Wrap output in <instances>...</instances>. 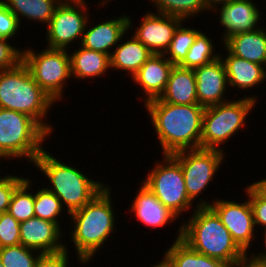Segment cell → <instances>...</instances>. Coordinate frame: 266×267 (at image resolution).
<instances>
[{
  "mask_svg": "<svg viewBox=\"0 0 266 267\" xmlns=\"http://www.w3.org/2000/svg\"><path fill=\"white\" fill-rule=\"evenodd\" d=\"M143 105L159 139L162 155L201 148L204 106L175 105L159 99Z\"/></svg>",
  "mask_w": 266,
  "mask_h": 267,
  "instance_id": "1",
  "label": "cell"
},
{
  "mask_svg": "<svg viewBox=\"0 0 266 267\" xmlns=\"http://www.w3.org/2000/svg\"><path fill=\"white\" fill-rule=\"evenodd\" d=\"M111 190L107 185L89 203L69 214L73 223L70 241L74 243L80 264L89 263L115 231L117 219L112 208Z\"/></svg>",
  "mask_w": 266,
  "mask_h": 267,
  "instance_id": "2",
  "label": "cell"
},
{
  "mask_svg": "<svg viewBox=\"0 0 266 267\" xmlns=\"http://www.w3.org/2000/svg\"><path fill=\"white\" fill-rule=\"evenodd\" d=\"M188 222L181 224V239L192 249L236 267L246 254L210 206H195Z\"/></svg>",
  "mask_w": 266,
  "mask_h": 267,
  "instance_id": "3",
  "label": "cell"
},
{
  "mask_svg": "<svg viewBox=\"0 0 266 267\" xmlns=\"http://www.w3.org/2000/svg\"><path fill=\"white\" fill-rule=\"evenodd\" d=\"M54 103L56 104L35 82L23 61L14 68L0 71V108L30 116L49 135L54 127L45 121L48 110Z\"/></svg>",
  "mask_w": 266,
  "mask_h": 267,
  "instance_id": "4",
  "label": "cell"
},
{
  "mask_svg": "<svg viewBox=\"0 0 266 267\" xmlns=\"http://www.w3.org/2000/svg\"><path fill=\"white\" fill-rule=\"evenodd\" d=\"M36 166L48 178L51 187L46 189L54 193L67 207L70 214L89 203L107 184L87 177L82 171L55 158L43 150L35 159Z\"/></svg>",
  "mask_w": 266,
  "mask_h": 267,
  "instance_id": "5",
  "label": "cell"
},
{
  "mask_svg": "<svg viewBox=\"0 0 266 267\" xmlns=\"http://www.w3.org/2000/svg\"><path fill=\"white\" fill-rule=\"evenodd\" d=\"M49 136L30 116L0 108V156L4 160L25 158L34 163Z\"/></svg>",
  "mask_w": 266,
  "mask_h": 267,
  "instance_id": "6",
  "label": "cell"
},
{
  "mask_svg": "<svg viewBox=\"0 0 266 267\" xmlns=\"http://www.w3.org/2000/svg\"><path fill=\"white\" fill-rule=\"evenodd\" d=\"M256 99L259 98L245 95V98L236 101L229 100L205 107L202 119L201 148L223 151L221 145L246 125V118H248L250 110L255 109Z\"/></svg>",
  "mask_w": 266,
  "mask_h": 267,
  "instance_id": "7",
  "label": "cell"
},
{
  "mask_svg": "<svg viewBox=\"0 0 266 267\" xmlns=\"http://www.w3.org/2000/svg\"><path fill=\"white\" fill-rule=\"evenodd\" d=\"M26 50V51H25ZM23 50V62L27 65L35 82L55 101L63 99V89L71 79L68 49L49 48L36 52Z\"/></svg>",
  "mask_w": 266,
  "mask_h": 267,
  "instance_id": "8",
  "label": "cell"
},
{
  "mask_svg": "<svg viewBox=\"0 0 266 267\" xmlns=\"http://www.w3.org/2000/svg\"><path fill=\"white\" fill-rule=\"evenodd\" d=\"M164 161L157 162L144 183L155 196L178 218L188 212L193 203L188 197L180 164L171 156L163 155Z\"/></svg>",
  "mask_w": 266,
  "mask_h": 267,
  "instance_id": "9",
  "label": "cell"
},
{
  "mask_svg": "<svg viewBox=\"0 0 266 267\" xmlns=\"http://www.w3.org/2000/svg\"><path fill=\"white\" fill-rule=\"evenodd\" d=\"M226 152L216 149H191L171 156L180 164L188 197L193 202L206 190L225 160Z\"/></svg>",
  "mask_w": 266,
  "mask_h": 267,
  "instance_id": "10",
  "label": "cell"
},
{
  "mask_svg": "<svg viewBox=\"0 0 266 267\" xmlns=\"http://www.w3.org/2000/svg\"><path fill=\"white\" fill-rule=\"evenodd\" d=\"M85 0H62L47 25V47L67 49L82 40L90 16ZM87 12V13H86Z\"/></svg>",
  "mask_w": 266,
  "mask_h": 267,
  "instance_id": "11",
  "label": "cell"
},
{
  "mask_svg": "<svg viewBox=\"0 0 266 267\" xmlns=\"http://www.w3.org/2000/svg\"><path fill=\"white\" fill-rule=\"evenodd\" d=\"M197 206H210L220 217L221 222L232 235L236 244L245 252L250 250V244L255 240L253 210L249 198L244 202L216 199L208 202L199 201Z\"/></svg>",
  "mask_w": 266,
  "mask_h": 267,
  "instance_id": "12",
  "label": "cell"
},
{
  "mask_svg": "<svg viewBox=\"0 0 266 267\" xmlns=\"http://www.w3.org/2000/svg\"><path fill=\"white\" fill-rule=\"evenodd\" d=\"M145 14L132 35L153 54H164L175 30L184 21L178 17L150 11Z\"/></svg>",
  "mask_w": 266,
  "mask_h": 267,
  "instance_id": "13",
  "label": "cell"
},
{
  "mask_svg": "<svg viewBox=\"0 0 266 267\" xmlns=\"http://www.w3.org/2000/svg\"><path fill=\"white\" fill-rule=\"evenodd\" d=\"M219 6L211 9V12L214 10L215 13H220L218 20L225 29L221 35L223 42L233 35L261 28V26L259 27V21L262 13L258 10L259 8L254 1L232 0Z\"/></svg>",
  "mask_w": 266,
  "mask_h": 267,
  "instance_id": "14",
  "label": "cell"
},
{
  "mask_svg": "<svg viewBox=\"0 0 266 267\" xmlns=\"http://www.w3.org/2000/svg\"><path fill=\"white\" fill-rule=\"evenodd\" d=\"M62 228L56 223L33 217L20 222L21 245L36 250L41 254L55 253L65 249L62 243Z\"/></svg>",
  "mask_w": 266,
  "mask_h": 267,
  "instance_id": "15",
  "label": "cell"
},
{
  "mask_svg": "<svg viewBox=\"0 0 266 267\" xmlns=\"http://www.w3.org/2000/svg\"><path fill=\"white\" fill-rule=\"evenodd\" d=\"M193 70L196 76V93L199 105L208 107L229 100V98L226 99V96L224 97L228 80L224 63L220 57Z\"/></svg>",
  "mask_w": 266,
  "mask_h": 267,
  "instance_id": "16",
  "label": "cell"
},
{
  "mask_svg": "<svg viewBox=\"0 0 266 267\" xmlns=\"http://www.w3.org/2000/svg\"><path fill=\"white\" fill-rule=\"evenodd\" d=\"M88 20L82 40L79 44L87 49L99 51L111 55L114 46L116 47L122 36L126 35L133 24L132 19L128 15H122L115 19H107L91 27ZM90 24V27L88 25Z\"/></svg>",
  "mask_w": 266,
  "mask_h": 267,
  "instance_id": "17",
  "label": "cell"
},
{
  "mask_svg": "<svg viewBox=\"0 0 266 267\" xmlns=\"http://www.w3.org/2000/svg\"><path fill=\"white\" fill-rule=\"evenodd\" d=\"M174 67L163 54H152L145 64L131 77L141 87L144 104L158 99L164 92L169 75Z\"/></svg>",
  "mask_w": 266,
  "mask_h": 267,
  "instance_id": "18",
  "label": "cell"
},
{
  "mask_svg": "<svg viewBox=\"0 0 266 267\" xmlns=\"http://www.w3.org/2000/svg\"><path fill=\"white\" fill-rule=\"evenodd\" d=\"M131 204L129 210L134 213L136 219L151 229L162 228L167 223L178 220V217L164 206L144 183L141 184Z\"/></svg>",
  "mask_w": 266,
  "mask_h": 267,
  "instance_id": "19",
  "label": "cell"
},
{
  "mask_svg": "<svg viewBox=\"0 0 266 267\" xmlns=\"http://www.w3.org/2000/svg\"><path fill=\"white\" fill-rule=\"evenodd\" d=\"M226 55L220 54L228 80V87L249 90L266 82V68L255 62L231 54L226 48Z\"/></svg>",
  "mask_w": 266,
  "mask_h": 267,
  "instance_id": "20",
  "label": "cell"
},
{
  "mask_svg": "<svg viewBox=\"0 0 266 267\" xmlns=\"http://www.w3.org/2000/svg\"><path fill=\"white\" fill-rule=\"evenodd\" d=\"M158 99L175 105L198 104L194 70L174 65L166 88Z\"/></svg>",
  "mask_w": 266,
  "mask_h": 267,
  "instance_id": "21",
  "label": "cell"
},
{
  "mask_svg": "<svg viewBox=\"0 0 266 267\" xmlns=\"http://www.w3.org/2000/svg\"><path fill=\"white\" fill-rule=\"evenodd\" d=\"M222 43L231 54L266 68V29L263 27L233 35Z\"/></svg>",
  "mask_w": 266,
  "mask_h": 267,
  "instance_id": "22",
  "label": "cell"
},
{
  "mask_svg": "<svg viewBox=\"0 0 266 267\" xmlns=\"http://www.w3.org/2000/svg\"><path fill=\"white\" fill-rule=\"evenodd\" d=\"M178 236L171 247L163 254V261L168 267H231L229 264L208 257L192 249L182 237V226L179 225Z\"/></svg>",
  "mask_w": 266,
  "mask_h": 267,
  "instance_id": "23",
  "label": "cell"
},
{
  "mask_svg": "<svg viewBox=\"0 0 266 267\" xmlns=\"http://www.w3.org/2000/svg\"><path fill=\"white\" fill-rule=\"evenodd\" d=\"M123 37L110 55V68L126 71L133 77L153 53L134 36L122 42Z\"/></svg>",
  "mask_w": 266,
  "mask_h": 267,
  "instance_id": "24",
  "label": "cell"
},
{
  "mask_svg": "<svg viewBox=\"0 0 266 267\" xmlns=\"http://www.w3.org/2000/svg\"><path fill=\"white\" fill-rule=\"evenodd\" d=\"M79 46L80 48L69 54L72 79L98 78L111 69L110 55Z\"/></svg>",
  "mask_w": 266,
  "mask_h": 267,
  "instance_id": "25",
  "label": "cell"
},
{
  "mask_svg": "<svg viewBox=\"0 0 266 267\" xmlns=\"http://www.w3.org/2000/svg\"><path fill=\"white\" fill-rule=\"evenodd\" d=\"M5 6L17 17L42 22L48 25L54 10L62 0H1Z\"/></svg>",
  "mask_w": 266,
  "mask_h": 267,
  "instance_id": "26",
  "label": "cell"
},
{
  "mask_svg": "<svg viewBox=\"0 0 266 267\" xmlns=\"http://www.w3.org/2000/svg\"><path fill=\"white\" fill-rule=\"evenodd\" d=\"M159 14L178 17L185 20L194 18L199 13L209 11L204 0H150ZM197 14V15H196ZM195 15V16H194ZM188 18V19H187Z\"/></svg>",
  "mask_w": 266,
  "mask_h": 267,
  "instance_id": "27",
  "label": "cell"
},
{
  "mask_svg": "<svg viewBox=\"0 0 266 267\" xmlns=\"http://www.w3.org/2000/svg\"><path fill=\"white\" fill-rule=\"evenodd\" d=\"M204 32H200L188 50V53L184 60L179 64L180 67L194 69L212 61H215L220 57L219 54L215 52L214 42L210 40ZM215 53V54H214Z\"/></svg>",
  "mask_w": 266,
  "mask_h": 267,
  "instance_id": "28",
  "label": "cell"
},
{
  "mask_svg": "<svg viewBox=\"0 0 266 267\" xmlns=\"http://www.w3.org/2000/svg\"><path fill=\"white\" fill-rule=\"evenodd\" d=\"M33 183L26 178L14 191L8 212L20 223L35 217L34 202L35 193H32ZM30 189V190H29ZM30 191V192H29Z\"/></svg>",
  "mask_w": 266,
  "mask_h": 267,
  "instance_id": "29",
  "label": "cell"
},
{
  "mask_svg": "<svg viewBox=\"0 0 266 267\" xmlns=\"http://www.w3.org/2000/svg\"><path fill=\"white\" fill-rule=\"evenodd\" d=\"M183 24L177 27L169 47L163 54L174 65H179L184 60L196 36L201 32L194 27H183Z\"/></svg>",
  "mask_w": 266,
  "mask_h": 267,
  "instance_id": "30",
  "label": "cell"
},
{
  "mask_svg": "<svg viewBox=\"0 0 266 267\" xmlns=\"http://www.w3.org/2000/svg\"><path fill=\"white\" fill-rule=\"evenodd\" d=\"M63 209L60 199L54 193L48 191L46 187L35 192V217L52 221L61 228L58 217L63 214Z\"/></svg>",
  "mask_w": 266,
  "mask_h": 267,
  "instance_id": "31",
  "label": "cell"
},
{
  "mask_svg": "<svg viewBox=\"0 0 266 267\" xmlns=\"http://www.w3.org/2000/svg\"><path fill=\"white\" fill-rule=\"evenodd\" d=\"M40 254L36 250L18 244L0 248V261L4 267H35Z\"/></svg>",
  "mask_w": 266,
  "mask_h": 267,
  "instance_id": "32",
  "label": "cell"
},
{
  "mask_svg": "<svg viewBox=\"0 0 266 267\" xmlns=\"http://www.w3.org/2000/svg\"><path fill=\"white\" fill-rule=\"evenodd\" d=\"M20 242V223L8 212L0 215V248L15 246Z\"/></svg>",
  "mask_w": 266,
  "mask_h": 267,
  "instance_id": "33",
  "label": "cell"
},
{
  "mask_svg": "<svg viewBox=\"0 0 266 267\" xmlns=\"http://www.w3.org/2000/svg\"><path fill=\"white\" fill-rule=\"evenodd\" d=\"M245 194L249 198L253 216L255 227H262L263 230H266V196L253 184L251 183L246 187Z\"/></svg>",
  "mask_w": 266,
  "mask_h": 267,
  "instance_id": "34",
  "label": "cell"
},
{
  "mask_svg": "<svg viewBox=\"0 0 266 267\" xmlns=\"http://www.w3.org/2000/svg\"><path fill=\"white\" fill-rule=\"evenodd\" d=\"M10 44L8 38L0 37V71L14 68L23 61V50Z\"/></svg>",
  "mask_w": 266,
  "mask_h": 267,
  "instance_id": "35",
  "label": "cell"
},
{
  "mask_svg": "<svg viewBox=\"0 0 266 267\" xmlns=\"http://www.w3.org/2000/svg\"><path fill=\"white\" fill-rule=\"evenodd\" d=\"M25 179L12 174L0 177V215L8 210L15 189Z\"/></svg>",
  "mask_w": 266,
  "mask_h": 267,
  "instance_id": "36",
  "label": "cell"
},
{
  "mask_svg": "<svg viewBox=\"0 0 266 267\" xmlns=\"http://www.w3.org/2000/svg\"><path fill=\"white\" fill-rule=\"evenodd\" d=\"M21 24L17 17L5 6L0 0V37L11 40L15 38L20 29Z\"/></svg>",
  "mask_w": 266,
  "mask_h": 267,
  "instance_id": "37",
  "label": "cell"
},
{
  "mask_svg": "<svg viewBox=\"0 0 266 267\" xmlns=\"http://www.w3.org/2000/svg\"><path fill=\"white\" fill-rule=\"evenodd\" d=\"M69 250L65 247L64 250L55 253L40 254L35 267H69L68 253Z\"/></svg>",
  "mask_w": 266,
  "mask_h": 267,
  "instance_id": "38",
  "label": "cell"
},
{
  "mask_svg": "<svg viewBox=\"0 0 266 267\" xmlns=\"http://www.w3.org/2000/svg\"><path fill=\"white\" fill-rule=\"evenodd\" d=\"M246 253L236 267H266V262L258 259L254 254ZM250 255V256H249Z\"/></svg>",
  "mask_w": 266,
  "mask_h": 267,
  "instance_id": "39",
  "label": "cell"
},
{
  "mask_svg": "<svg viewBox=\"0 0 266 267\" xmlns=\"http://www.w3.org/2000/svg\"><path fill=\"white\" fill-rule=\"evenodd\" d=\"M230 1L232 0H204V3L207 6V8L211 11V9H213L214 7L228 3Z\"/></svg>",
  "mask_w": 266,
  "mask_h": 267,
  "instance_id": "40",
  "label": "cell"
},
{
  "mask_svg": "<svg viewBox=\"0 0 266 267\" xmlns=\"http://www.w3.org/2000/svg\"><path fill=\"white\" fill-rule=\"evenodd\" d=\"M252 183L266 196V178Z\"/></svg>",
  "mask_w": 266,
  "mask_h": 267,
  "instance_id": "41",
  "label": "cell"
},
{
  "mask_svg": "<svg viewBox=\"0 0 266 267\" xmlns=\"http://www.w3.org/2000/svg\"><path fill=\"white\" fill-rule=\"evenodd\" d=\"M264 246H265V250L263 251V252H258L256 255H254V256H256L258 259H260V260H262V261H264V262H266V230L264 231Z\"/></svg>",
  "mask_w": 266,
  "mask_h": 267,
  "instance_id": "42",
  "label": "cell"
},
{
  "mask_svg": "<svg viewBox=\"0 0 266 267\" xmlns=\"http://www.w3.org/2000/svg\"><path fill=\"white\" fill-rule=\"evenodd\" d=\"M152 267H168L166 263L162 260L161 262H157V264L153 265Z\"/></svg>",
  "mask_w": 266,
  "mask_h": 267,
  "instance_id": "43",
  "label": "cell"
},
{
  "mask_svg": "<svg viewBox=\"0 0 266 267\" xmlns=\"http://www.w3.org/2000/svg\"><path fill=\"white\" fill-rule=\"evenodd\" d=\"M108 1L111 2V0H102L101 2H99V5L104 6V5H106V3H108V5H109V2H108ZM100 3H101V4H100Z\"/></svg>",
  "mask_w": 266,
  "mask_h": 267,
  "instance_id": "44",
  "label": "cell"
}]
</instances>
